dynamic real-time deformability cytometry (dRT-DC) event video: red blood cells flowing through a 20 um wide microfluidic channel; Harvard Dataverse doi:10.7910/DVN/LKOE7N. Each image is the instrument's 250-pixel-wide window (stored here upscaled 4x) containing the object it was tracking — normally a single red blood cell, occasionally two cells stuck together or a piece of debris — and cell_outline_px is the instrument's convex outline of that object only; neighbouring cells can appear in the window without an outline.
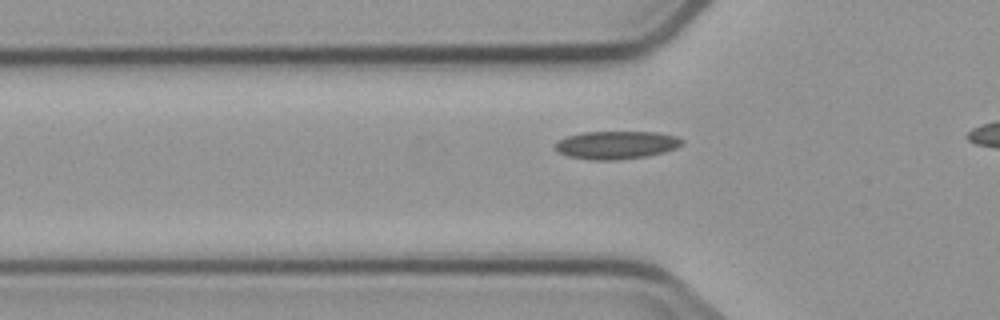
{"species": "common noctule bat (a hibernating species)", "species_latin": "Nyctalus noctula", "temperature_condition": "cold", "stored_images_in_passage": 4, "segment_of_instrument_passage": [2, 2], "camera_frame_rate_fps": 3000, "um_per_image_px": 0.085, "animal": {"sex": "male", "body_mass_g": 23.1, "forearm_length_mm": 52.7}, "frame": {"image": 1, "passage_image": 4, "time_ms": 3.667, "image_size_px": [1000, 320], "cell_outline_px": [[684, 144], [676, 148], [664, 152], [648, 156], [616, 160], [592, 160], [568, 156], [556, 152], [552, 148], [556, 140], [568, 136], [584, 132], [656, 132], [676, 136], [684, 140]], "centroid_in_image_um": [52.35, 12.33], "position_along_channel_um": 73.4, "area_um2": 20.98}}